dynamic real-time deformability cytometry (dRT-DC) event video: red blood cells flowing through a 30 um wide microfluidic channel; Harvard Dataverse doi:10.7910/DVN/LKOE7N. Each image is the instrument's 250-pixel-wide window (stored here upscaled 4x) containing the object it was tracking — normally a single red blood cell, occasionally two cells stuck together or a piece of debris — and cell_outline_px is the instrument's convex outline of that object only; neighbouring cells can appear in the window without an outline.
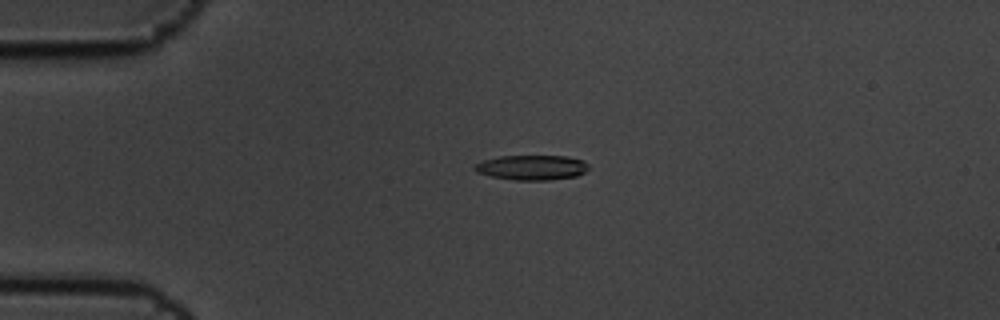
{"species": "common noctule bat (a hibernating species)", "species_latin": "Nyctalus noctula", "temperature_condition": "cold", "stored_images_in_passage": 3, "camera_frame_rate_fps": 3000, "um_per_image_px": 0.085, "animal": {"sex": "male", "body_mass_g": 19.5, "forearm_length_mm": 54.6}, "frame": {"image": 1, "passage_image": 2, "time_ms": 0.333, "image_size_px": [1000, 320], "cell_outline_px": [[588, 168], [584, 172], [576, 176], [548, 180], [516, 180], [492, 176], [476, 172], [472, 168], [480, 160], [500, 156], [568, 156], [584, 160], [588, 164]], "centroid_in_image_um": [45.19, 14.23], "position_along_channel_um": 39.8, "area_um2": 16.59}}